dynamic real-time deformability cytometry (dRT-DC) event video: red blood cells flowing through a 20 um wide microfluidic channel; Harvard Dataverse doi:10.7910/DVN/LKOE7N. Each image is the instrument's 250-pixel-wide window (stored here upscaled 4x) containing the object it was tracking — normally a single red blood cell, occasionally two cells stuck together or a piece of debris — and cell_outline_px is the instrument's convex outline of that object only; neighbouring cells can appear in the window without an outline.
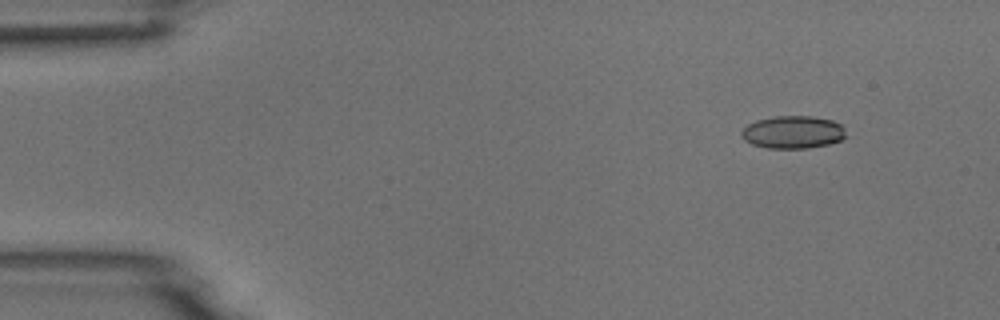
{"species": "common noctule bat (a hibernating species)", "species_latin": "Nyctalus noctula", "temperature_condition": "room temperature", "stored_images_in_passage": 9, "camera_frame_rate_fps": 3000, "um_per_image_px": 0.085, "animal": {"sex": "male", "body_mass_g": 18.8}, "frame": {"image": 1, "passage_image": 1, "time_ms": 0.0, "image_size_px": [1000, 320], "cell_outline_px": [[848, 136], [840, 140], [828, 144], [808, 148], [768, 148], [752, 144], [744, 140], [740, 136], [740, 132], [748, 124], [756, 120], [776, 116], [812, 116], [832, 120], [844, 124]], "centroid_in_image_um": [67.43, 11.23], "position_along_channel_um": 17.6, "area_um2": 20.17}}
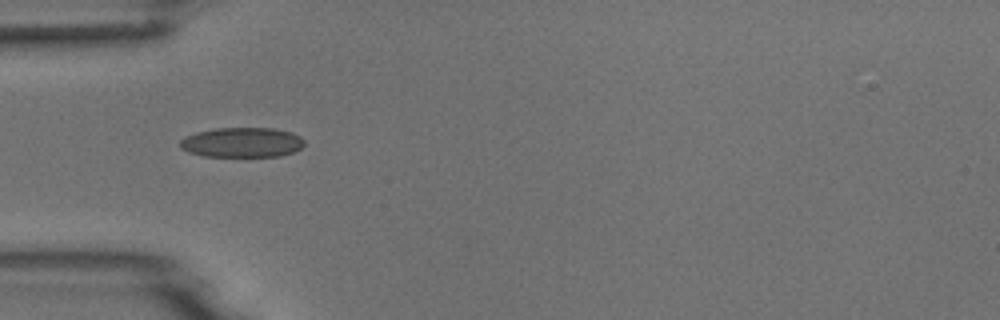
{"frame": {"image": 2, "passage_image": 4, "time_ms": 3.667, "image_size_px": [1000, 320], "cell_outline_px": [[304, 144], [300, 148], [292, 152], [280, 156], [204, 156], [188, 152], [180, 148], [180, 140], [184, 136], [196, 132], [216, 128], [272, 128], [292, 132], [300, 136], [304, 140]], "centroid_in_image_um": [20.55, 12.1], "position_along_channel_um": 64.5, "area_um2": 21.68}}